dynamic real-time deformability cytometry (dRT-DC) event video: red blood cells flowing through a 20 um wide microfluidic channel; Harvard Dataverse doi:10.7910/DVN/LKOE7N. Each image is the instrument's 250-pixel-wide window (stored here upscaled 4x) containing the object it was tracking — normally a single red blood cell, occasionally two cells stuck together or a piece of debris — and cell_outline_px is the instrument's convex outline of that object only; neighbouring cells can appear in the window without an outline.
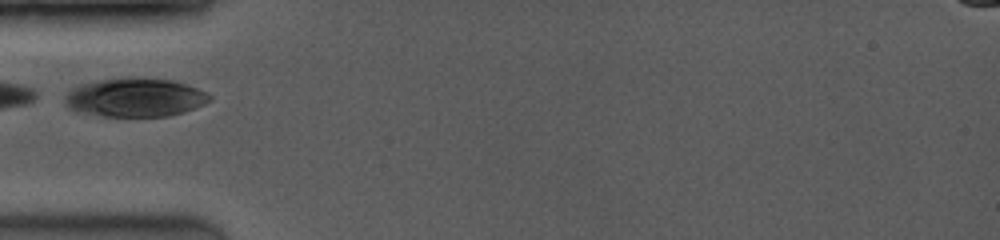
{"species": "common noctule bat (a hibernating species)", "species_latin": "Nyctalus noctula", "temperature_condition": "room temperature", "stored_images_in_passage": 9, "camera_frame_rate_fps": 3500, "um_per_image_px": 0.085, "animal": {"sex": "female", "body_mass_g": 19.0, "forearm_length_mm": 53.3}, "frame": {"image": 1, "passage_image": 1, "time_ms": 0.0, "image_size_px": [1000, 240], "cell_outline_px": [[212, 100], [204, 104], [184, 112], [168, 116], [100, 116], [76, 112], [68, 108], [64, 100], [68, 92], [72, 88], [84, 84], [100, 80], [128, 76], [140, 76], [172, 80], [208, 92], [212, 96]], "centroid_in_image_um": [11.49, 8.28], "position_along_channel_um": 73.5, "area_um2": 33.0}}